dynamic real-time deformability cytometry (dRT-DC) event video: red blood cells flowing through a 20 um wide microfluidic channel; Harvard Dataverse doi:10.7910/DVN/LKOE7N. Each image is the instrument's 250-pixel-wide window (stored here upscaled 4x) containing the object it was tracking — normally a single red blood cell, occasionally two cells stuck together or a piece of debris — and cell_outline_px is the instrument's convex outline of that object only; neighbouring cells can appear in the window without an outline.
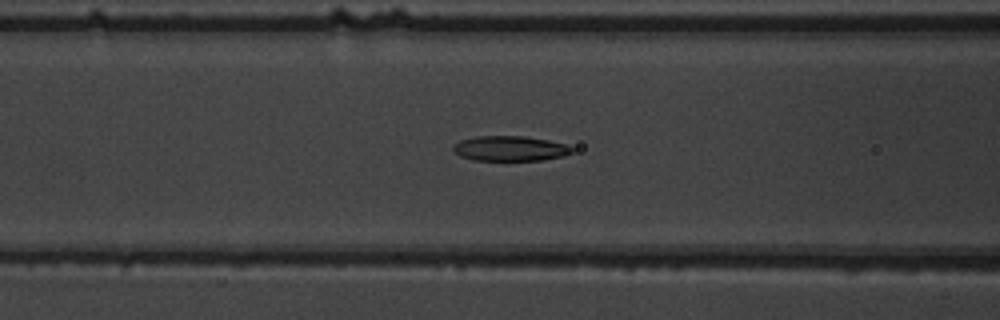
{"species": "common noctule bat (a hibernating species)", "species_latin": "Nyctalus noctula", "temperature_condition": "warm", "stored_images_in_passage": 49, "camera_frame_rate_fps": 3000, "um_per_image_px": 0.085, "animal": {"sex": "male", "body_mass_g": 19.5, "forearm_length_mm": 54.6}, "frame": {"image": 1, "passage_image": 24, "time_ms": 7.667, "image_size_px": [1000, 320], "cell_outline_px": [[572, 152], [560, 156], [544, 160], [472, 160], [460, 156], [452, 152], [452, 144], [460, 140], [476, 136], [524, 136], [548, 140], [564, 144], [572, 148]], "centroid_in_image_um": [43.26, 12.62], "position_along_channel_um": 123.3, "area_um2": 17.34}}
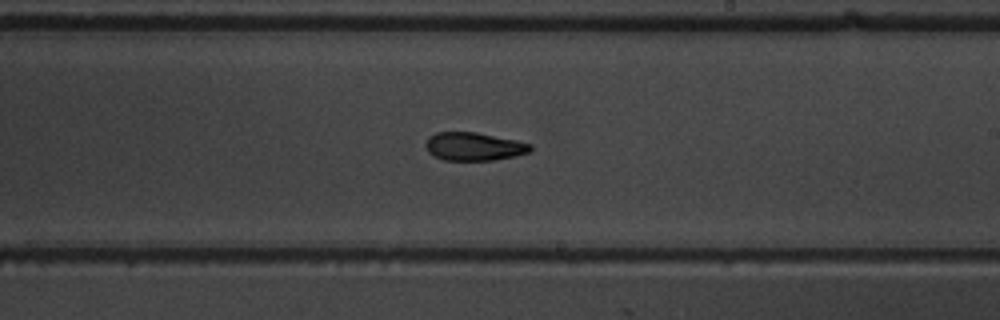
{"frame": {"image": 2, "passage_image": 34, "time_ms": 11.0, "image_size_px": [1000, 320], "cell_outline_px": [[532, 152], [496, 160], [444, 160], [428, 152], [424, 144], [428, 136], [436, 132], [476, 132], [516, 140], [532, 144]], "centroid_in_image_um": [40.29, 12.45], "position_along_channel_um": 248.7, "area_um2": 17.34}}
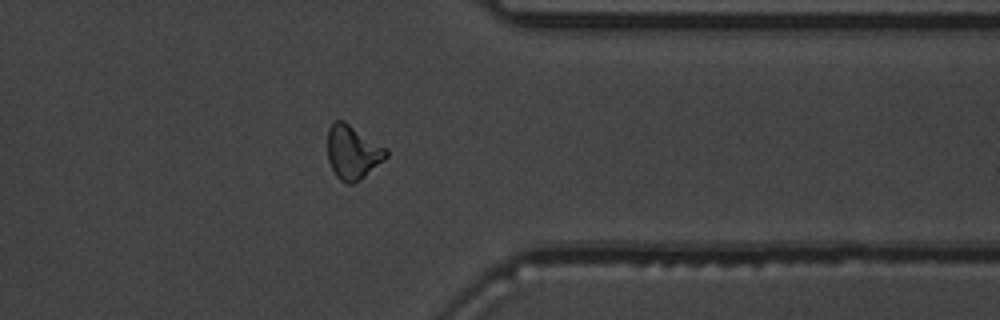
{"frame": {"image": 3, "passage_image": 45, "time_ms": 14.667, "image_size_px": [1000, 320], "cell_outline_px": [[388, 156], [384, 160], [364, 176], [352, 184], [348, 184], [340, 180], [336, 176], [328, 160], [328, 128], [336, 120], [344, 120], [388, 148]], "centroid_in_image_um": [29.99, 12.92], "position_along_channel_um": 381.4, "area_um2": 18.44}}